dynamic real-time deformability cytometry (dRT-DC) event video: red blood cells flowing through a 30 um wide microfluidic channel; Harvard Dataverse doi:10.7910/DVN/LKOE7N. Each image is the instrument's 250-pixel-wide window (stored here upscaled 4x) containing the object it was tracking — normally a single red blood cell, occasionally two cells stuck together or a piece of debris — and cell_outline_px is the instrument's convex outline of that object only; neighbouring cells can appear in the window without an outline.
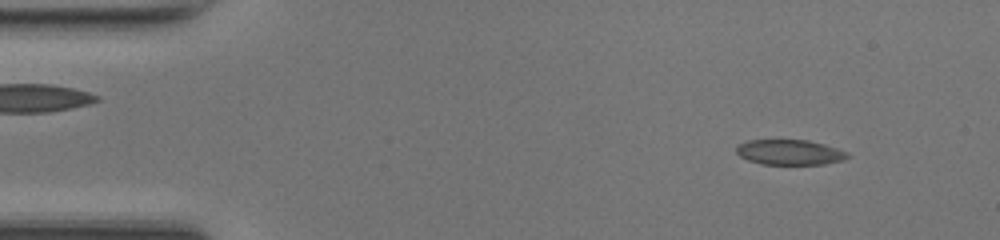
{"species": "common noctule bat (a hibernating species)", "species_latin": "Nyctalus noctula", "temperature_condition": "room temperature", "stored_images_in_passage": 48, "camera_frame_rate_fps": 3000, "um_per_image_px": 0.085, "animal": {"sex": "female", "body_mass_g": 17.0, "forearm_length_mm": 48.0}, "frame": {"image": 1, "passage_image": 4, "time_ms": 1.0, "image_size_px": [1000, 240], "cell_outline_px": [[852, 156], [844, 160], [824, 164], [760, 164], [748, 160], [740, 156], [736, 152], [736, 148], [740, 144], [748, 140], [808, 140], [824, 144], [848, 152]], "centroid_in_image_um": [67.16, 12.94], "position_along_channel_um": 17.8, "area_um2": 16.36}}
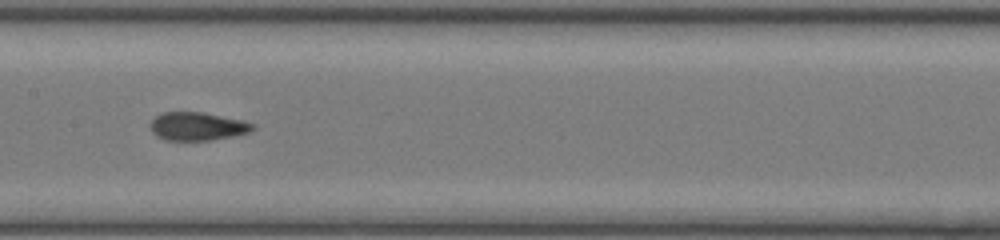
{"frame": {"image": 2, "passage_image": 23, "time_ms": 7.333, "image_size_px": [1000, 240], "cell_outline_px": [[256, 128], [248, 132], [232, 136], [212, 140], [164, 140], [156, 136], [152, 132], [152, 120], [156, 116], [164, 112], [200, 112], [240, 120], [256, 124]], "centroid_in_image_um": [16.78, 10.75], "position_along_channel_um": 190.6, "area_um2": 16.59}}
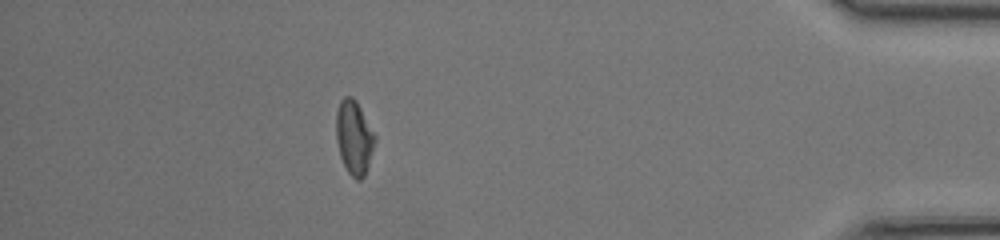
{"frame": {"image": 3, "passage_image": 42, "time_ms": 13.667, "image_size_px": [1000, 240], "cell_outline_px": [[376, 140], [364, 176], [360, 180], [356, 180], [348, 172], [340, 156], [336, 140], [336, 112], [340, 100], [344, 96], [352, 96], [356, 100], [376, 136]], "centroid_in_image_um": [30.08, 11.66], "position_along_channel_um": 405.1, "area_um2": 16.65}, "authors_computed_cell_mechanics": {"area_um2": 16.8198, "velocity_mm_per_s": 4.2279, "shape_relaxation_time_tau1_ms": null, "shape_relaxation_time_tau2_ms": 1.9085, "deformation_change_tau1": null, "deformation_change_tau2": 0.0764}}